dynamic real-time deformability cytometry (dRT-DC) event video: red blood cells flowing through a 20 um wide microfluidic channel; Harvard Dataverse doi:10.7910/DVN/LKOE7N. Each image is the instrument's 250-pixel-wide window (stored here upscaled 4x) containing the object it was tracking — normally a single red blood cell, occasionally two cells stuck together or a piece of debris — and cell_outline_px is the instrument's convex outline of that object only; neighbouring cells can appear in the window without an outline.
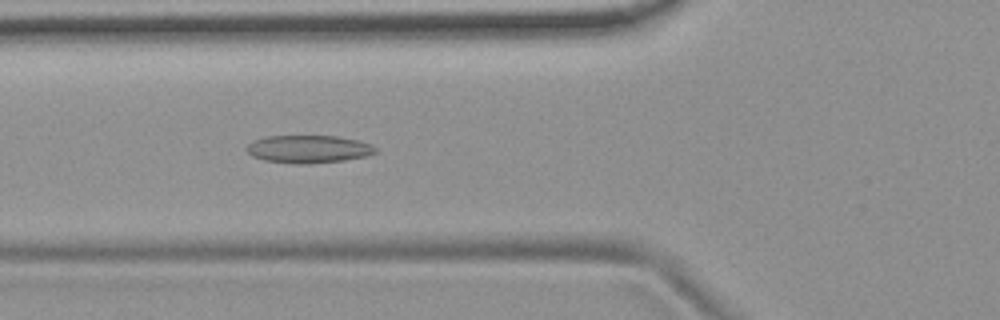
{"species": "common noctule bat (a hibernating species)", "species_latin": "Nyctalus noctula", "temperature_condition": "room temperature", "stored_images_in_passage": 54, "camera_frame_rate_fps": 3000, "um_per_image_px": 0.085, "animal": {"sex": "female", "body_mass_g": 19.9}, "frame": {"image": 1, "passage_image": 20, "time_ms": 6.333, "image_size_px": [1000, 320], "cell_outline_px": [[376, 152], [368, 156], [344, 160], [308, 164], [292, 164], [264, 160], [252, 156], [244, 148], [252, 140], [268, 136], [336, 136], [360, 140], [372, 144], [376, 148]], "centroid_in_image_um": [26.22, 12.67], "position_along_channel_um": 99.6, "area_um2": 21.1}}
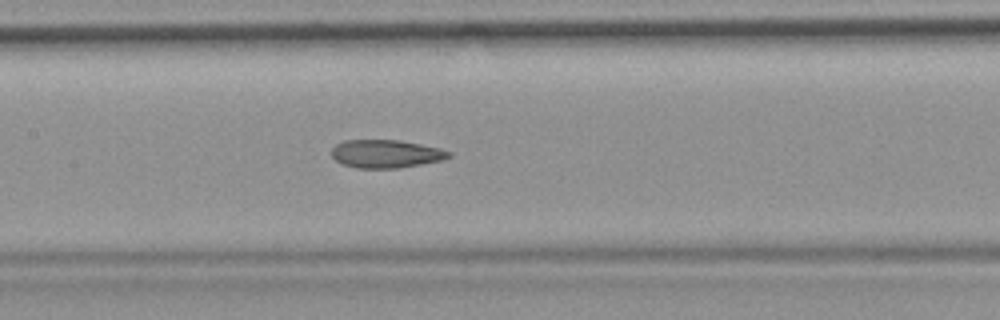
{"frame": {"image": 2, "passage_image": 26, "time_ms": 8.333, "image_size_px": [1000, 320], "cell_outline_px": [[452, 156], [444, 160], [400, 168], [356, 168], [344, 164], [336, 160], [332, 156], [332, 148], [336, 144], [344, 140], [400, 140], [440, 148], [452, 152]], "centroid_in_image_um": [32.84, 13.07], "position_along_channel_um": 174.6, "area_um2": 19.31}}
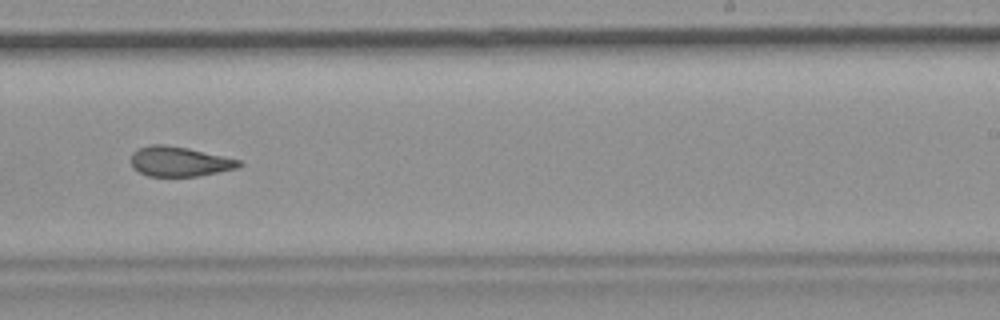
{"frame": {"image": 3, "passage_image": 34, "time_ms": 11.0, "image_size_px": [1000, 320], "cell_outline_px": [[244, 164], [236, 168], [196, 176], [148, 176], [132, 168], [132, 152], [136, 148], [148, 144], [164, 144], [188, 148], [240, 160]], "centroid_in_image_um": [15.2, 13.71], "position_along_channel_um": 273.8, "area_um2": 18.73}, "authors_computed_cell_mechanics": {"area_um2": 20.4034, "velocity_mm_per_s": 3.7402, "shape_relaxation_time_tau1_ms": null, "shape_relaxation_time_tau2_ms": 3.4317, "deformation_change_tau1": null, "deformation_change_tau2": 0.1073}}